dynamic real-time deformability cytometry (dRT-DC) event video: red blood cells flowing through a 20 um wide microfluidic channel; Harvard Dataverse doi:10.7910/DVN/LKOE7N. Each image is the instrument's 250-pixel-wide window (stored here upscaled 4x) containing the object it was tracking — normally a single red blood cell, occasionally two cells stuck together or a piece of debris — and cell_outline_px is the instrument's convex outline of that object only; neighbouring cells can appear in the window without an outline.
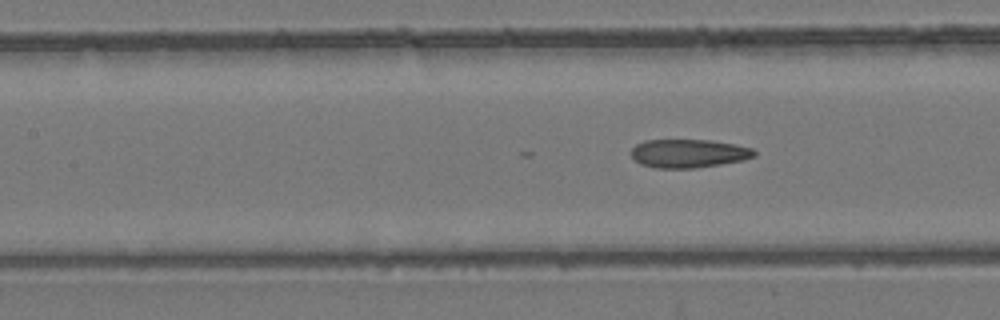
{"species": "common noctule bat (a hibernating species)", "species_latin": "Nyctalus noctula", "temperature_condition": "room temperature", "stored_images_in_passage": 25, "camera_frame_rate_fps": 3000, "um_per_image_px": 0.085, "animal": {"sex": "female", "body_mass_g": 24.6, "forearm_length_mm": 56.2}, "frame": {"image": 1, "passage_image": 25, "time_ms": 8.0, "image_size_px": [1000, 320], "cell_outline_px": [[756, 156], [744, 160], [720, 164], [692, 168], [656, 168], [640, 164], [632, 156], [632, 148], [636, 144], [644, 140], [712, 140], [752, 148], [756, 152]], "centroid_in_image_um": [58.53, 13.04], "position_along_channel_um": 148.9, "area_um2": 20.35}}